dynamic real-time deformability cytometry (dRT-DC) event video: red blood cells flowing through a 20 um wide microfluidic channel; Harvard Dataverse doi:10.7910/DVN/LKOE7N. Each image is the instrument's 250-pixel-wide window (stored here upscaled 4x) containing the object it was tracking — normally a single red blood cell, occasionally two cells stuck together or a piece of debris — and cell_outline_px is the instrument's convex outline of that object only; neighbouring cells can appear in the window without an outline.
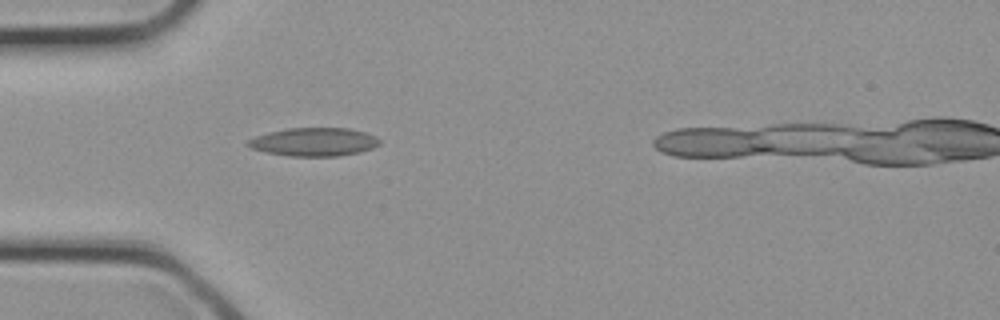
{"species": "common noctule bat (a hibernating species)", "species_latin": "Nyctalus noctula", "temperature_condition": "cold", "stored_images_in_passage": 3, "camera_frame_rate_fps": 3000, "um_per_image_px": 0.085, "animal": {"sex": "female", "body_mass_g": 21.9}, "frame": {"image": 1, "passage_image": 1, "time_ms": 0.0, "image_size_px": [1000, 320], "cell_outline_px": [[380, 144], [372, 148], [360, 152], [336, 156], [288, 156], [268, 152], [252, 148], [244, 144], [248, 140], [256, 136], [268, 132], [288, 128], [348, 128], [364, 132], [376, 136], [380, 140]], "centroid_in_image_um": [26.69, 12.06], "position_along_channel_um": 58.3, "area_um2": 21.68}}
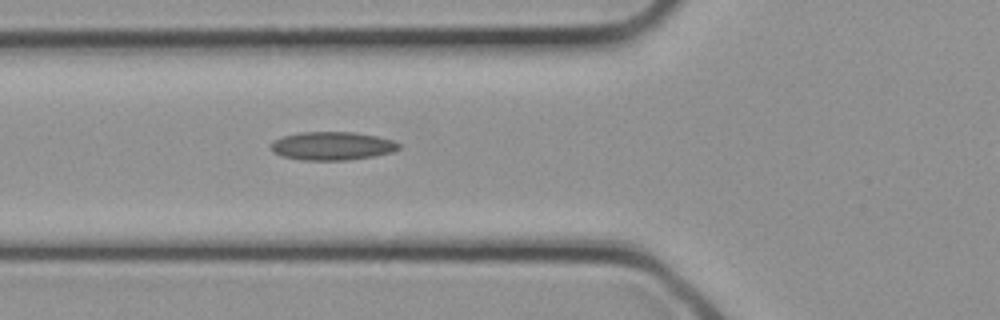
{"frame": {"image": 2, "passage_image": 3, "time_ms": 0.667, "image_size_px": [1000, 320], "cell_outline_px": [[400, 148], [392, 152], [372, 156], [348, 160], [304, 160], [280, 156], [272, 152], [272, 140], [284, 136], [300, 132], [352, 132], [376, 136], [392, 140], [400, 144]], "centroid_in_image_um": [28.21, 12.4], "position_along_channel_um": 97.6, "area_um2": 21.04}}